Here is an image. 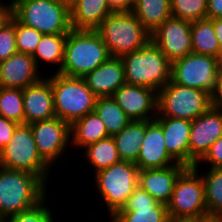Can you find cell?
Returning a JSON list of instances; mask_svg holds the SVG:
<instances>
[{"instance_id": "1", "label": "cell", "mask_w": 222, "mask_h": 222, "mask_svg": "<svg viewBox=\"0 0 222 222\" xmlns=\"http://www.w3.org/2000/svg\"><path fill=\"white\" fill-rule=\"evenodd\" d=\"M47 187L37 175L0 166V222L36 206L49 194Z\"/></svg>"}, {"instance_id": "2", "label": "cell", "mask_w": 222, "mask_h": 222, "mask_svg": "<svg viewBox=\"0 0 222 222\" xmlns=\"http://www.w3.org/2000/svg\"><path fill=\"white\" fill-rule=\"evenodd\" d=\"M111 57L96 30L71 29L64 45V60L59 73L84 77Z\"/></svg>"}, {"instance_id": "3", "label": "cell", "mask_w": 222, "mask_h": 222, "mask_svg": "<svg viewBox=\"0 0 222 222\" xmlns=\"http://www.w3.org/2000/svg\"><path fill=\"white\" fill-rule=\"evenodd\" d=\"M125 81L159 91L171 80L172 62L150 40L145 46L121 57Z\"/></svg>"}, {"instance_id": "4", "label": "cell", "mask_w": 222, "mask_h": 222, "mask_svg": "<svg viewBox=\"0 0 222 222\" xmlns=\"http://www.w3.org/2000/svg\"><path fill=\"white\" fill-rule=\"evenodd\" d=\"M45 77L51 83L56 117L71 125L94 112L97 97L83 77H71L61 73H51Z\"/></svg>"}, {"instance_id": "5", "label": "cell", "mask_w": 222, "mask_h": 222, "mask_svg": "<svg viewBox=\"0 0 222 222\" xmlns=\"http://www.w3.org/2000/svg\"><path fill=\"white\" fill-rule=\"evenodd\" d=\"M94 175L96 193L105 203L108 218L122 209L130 195L138 187V166L129 161H119Z\"/></svg>"}, {"instance_id": "6", "label": "cell", "mask_w": 222, "mask_h": 222, "mask_svg": "<svg viewBox=\"0 0 222 222\" xmlns=\"http://www.w3.org/2000/svg\"><path fill=\"white\" fill-rule=\"evenodd\" d=\"M111 57H122L145 46L151 34L132 12H116L107 16L96 29Z\"/></svg>"}, {"instance_id": "7", "label": "cell", "mask_w": 222, "mask_h": 222, "mask_svg": "<svg viewBox=\"0 0 222 222\" xmlns=\"http://www.w3.org/2000/svg\"><path fill=\"white\" fill-rule=\"evenodd\" d=\"M13 15L43 34H67L71 30L70 5L63 0H13Z\"/></svg>"}, {"instance_id": "8", "label": "cell", "mask_w": 222, "mask_h": 222, "mask_svg": "<svg viewBox=\"0 0 222 222\" xmlns=\"http://www.w3.org/2000/svg\"><path fill=\"white\" fill-rule=\"evenodd\" d=\"M0 166L37 175L46 185L53 169L40 155L29 124L16 127L9 143L0 150Z\"/></svg>"}, {"instance_id": "9", "label": "cell", "mask_w": 222, "mask_h": 222, "mask_svg": "<svg viewBox=\"0 0 222 222\" xmlns=\"http://www.w3.org/2000/svg\"><path fill=\"white\" fill-rule=\"evenodd\" d=\"M211 94L170 80L158 91L157 116L195 120L211 108Z\"/></svg>"}, {"instance_id": "10", "label": "cell", "mask_w": 222, "mask_h": 222, "mask_svg": "<svg viewBox=\"0 0 222 222\" xmlns=\"http://www.w3.org/2000/svg\"><path fill=\"white\" fill-rule=\"evenodd\" d=\"M200 170L187 167L176 180L166 207L169 218L205 220L208 216Z\"/></svg>"}, {"instance_id": "11", "label": "cell", "mask_w": 222, "mask_h": 222, "mask_svg": "<svg viewBox=\"0 0 222 222\" xmlns=\"http://www.w3.org/2000/svg\"><path fill=\"white\" fill-rule=\"evenodd\" d=\"M220 71V59L191 52L172 62L171 80L212 94Z\"/></svg>"}, {"instance_id": "12", "label": "cell", "mask_w": 222, "mask_h": 222, "mask_svg": "<svg viewBox=\"0 0 222 222\" xmlns=\"http://www.w3.org/2000/svg\"><path fill=\"white\" fill-rule=\"evenodd\" d=\"M29 125L39 155L54 169V165H57L59 159L68 151L67 148L71 147L70 125L58 117L36 121Z\"/></svg>"}, {"instance_id": "13", "label": "cell", "mask_w": 222, "mask_h": 222, "mask_svg": "<svg viewBox=\"0 0 222 222\" xmlns=\"http://www.w3.org/2000/svg\"><path fill=\"white\" fill-rule=\"evenodd\" d=\"M151 41L171 61L192 52L191 22L168 18L152 34Z\"/></svg>"}, {"instance_id": "14", "label": "cell", "mask_w": 222, "mask_h": 222, "mask_svg": "<svg viewBox=\"0 0 222 222\" xmlns=\"http://www.w3.org/2000/svg\"><path fill=\"white\" fill-rule=\"evenodd\" d=\"M222 136V110L210 108L191 121L189 138V167L205 155L211 145Z\"/></svg>"}, {"instance_id": "15", "label": "cell", "mask_w": 222, "mask_h": 222, "mask_svg": "<svg viewBox=\"0 0 222 222\" xmlns=\"http://www.w3.org/2000/svg\"><path fill=\"white\" fill-rule=\"evenodd\" d=\"M112 97L131 120H154L157 116L158 92L154 89L125 83Z\"/></svg>"}, {"instance_id": "16", "label": "cell", "mask_w": 222, "mask_h": 222, "mask_svg": "<svg viewBox=\"0 0 222 222\" xmlns=\"http://www.w3.org/2000/svg\"><path fill=\"white\" fill-rule=\"evenodd\" d=\"M108 222H167L168 210L139 186L128 198L126 205L118 210Z\"/></svg>"}, {"instance_id": "17", "label": "cell", "mask_w": 222, "mask_h": 222, "mask_svg": "<svg viewBox=\"0 0 222 222\" xmlns=\"http://www.w3.org/2000/svg\"><path fill=\"white\" fill-rule=\"evenodd\" d=\"M135 164L139 170L160 169L177 164L167 152L162 127L155 119L145 121V135Z\"/></svg>"}, {"instance_id": "18", "label": "cell", "mask_w": 222, "mask_h": 222, "mask_svg": "<svg viewBox=\"0 0 222 222\" xmlns=\"http://www.w3.org/2000/svg\"><path fill=\"white\" fill-rule=\"evenodd\" d=\"M42 71L32 55L17 52L0 62V87L24 89L40 81L46 75Z\"/></svg>"}, {"instance_id": "19", "label": "cell", "mask_w": 222, "mask_h": 222, "mask_svg": "<svg viewBox=\"0 0 222 222\" xmlns=\"http://www.w3.org/2000/svg\"><path fill=\"white\" fill-rule=\"evenodd\" d=\"M23 107L24 124L56 117L53 91L46 77L23 89Z\"/></svg>"}, {"instance_id": "20", "label": "cell", "mask_w": 222, "mask_h": 222, "mask_svg": "<svg viewBox=\"0 0 222 222\" xmlns=\"http://www.w3.org/2000/svg\"><path fill=\"white\" fill-rule=\"evenodd\" d=\"M186 168V165L177 163L166 168L139 170L138 186L159 203L167 205L176 180Z\"/></svg>"}, {"instance_id": "21", "label": "cell", "mask_w": 222, "mask_h": 222, "mask_svg": "<svg viewBox=\"0 0 222 222\" xmlns=\"http://www.w3.org/2000/svg\"><path fill=\"white\" fill-rule=\"evenodd\" d=\"M83 79L97 98L112 96L126 83L121 57H110Z\"/></svg>"}, {"instance_id": "22", "label": "cell", "mask_w": 222, "mask_h": 222, "mask_svg": "<svg viewBox=\"0 0 222 222\" xmlns=\"http://www.w3.org/2000/svg\"><path fill=\"white\" fill-rule=\"evenodd\" d=\"M161 125L165 146L169 155L177 162L189 167V138L191 121L180 118L155 117Z\"/></svg>"}, {"instance_id": "23", "label": "cell", "mask_w": 222, "mask_h": 222, "mask_svg": "<svg viewBox=\"0 0 222 222\" xmlns=\"http://www.w3.org/2000/svg\"><path fill=\"white\" fill-rule=\"evenodd\" d=\"M112 13L106 0H74L70 4L71 29L96 30Z\"/></svg>"}, {"instance_id": "24", "label": "cell", "mask_w": 222, "mask_h": 222, "mask_svg": "<svg viewBox=\"0 0 222 222\" xmlns=\"http://www.w3.org/2000/svg\"><path fill=\"white\" fill-rule=\"evenodd\" d=\"M109 137L108 131L100 117L89 113L70 125V146L79 151L86 146ZM73 146V147H72Z\"/></svg>"}, {"instance_id": "25", "label": "cell", "mask_w": 222, "mask_h": 222, "mask_svg": "<svg viewBox=\"0 0 222 222\" xmlns=\"http://www.w3.org/2000/svg\"><path fill=\"white\" fill-rule=\"evenodd\" d=\"M67 34H43L40 43L37 45L35 53L32 55L37 68L47 67L51 73H59L64 60V45ZM44 63V64H43ZM50 66V67H49ZM55 70V71H54Z\"/></svg>"}, {"instance_id": "26", "label": "cell", "mask_w": 222, "mask_h": 222, "mask_svg": "<svg viewBox=\"0 0 222 222\" xmlns=\"http://www.w3.org/2000/svg\"><path fill=\"white\" fill-rule=\"evenodd\" d=\"M144 135L145 121L131 120L119 133L112 136L121 160L137 162Z\"/></svg>"}, {"instance_id": "27", "label": "cell", "mask_w": 222, "mask_h": 222, "mask_svg": "<svg viewBox=\"0 0 222 222\" xmlns=\"http://www.w3.org/2000/svg\"><path fill=\"white\" fill-rule=\"evenodd\" d=\"M132 13L142 26L152 34L172 16L171 0H135Z\"/></svg>"}, {"instance_id": "28", "label": "cell", "mask_w": 222, "mask_h": 222, "mask_svg": "<svg viewBox=\"0 0 222 222\" xmlns=\"http://www.w3.org/2000/svg\"><path fill=\"white\" fill-rule=\"evenodd\" d=\"M86 164H90L89 169L97 173L100 170L109 168L121 161L115 141L112 136L101 139L96 143L90 144L81 150Z\"/></svg>"}, {"instance_id": "29", "label": "cell", "mask_w": 222, "mask_h": 222, "mask_svg": "<svg viewBox=\"0 0 222 222\" xmlns=\"http://www.w3.org/2000/svg\"><path fill=\"white\" fill-rule=\"evenodd\" d=\"M192 52L221 58L222 50L213 27V19H200L191 23Z\"/></svg>"}, {"instance_id": "30", "label": "cell", "mask_w": 222, "mask_h": 222, "mask_svg": "<svg viewBox=\"0 0 222 222\" xmlns=\"http://www.w3.org/2000/svg\"><path fill=\"white\" fill-rule=\"evenodd\" d=\"M94 112L106 126L109 136L119 133L131 121L112 96L97 98Z\"/></svg>"}, {"instance_id": "31", "label": "cell", "mask_w": 222, "mask_h": 222, "mask_svg": "<svg viewBox=\"0 0 222 222\" xmlns=\"http://www.w3.org/2000/svg\"><path fill=\"white\" fill-rule=\"evenodd\" d=\"M196 170L203 171L205 202L208 215L222 214V168L194 167ZM206 171V172H205Z\"/></svg>"}, {"instance_id": "32", "label": "cell", "mask_w": 222, "mask_h": 222, "mask_svg": "<svg viewBox=\"0 0 222 222\" xmlns=\"http://www.w3.org/2000/svg\"><path fill=\"white\" fill-rule=\"evenodd\" d=\"M0 116L24 124L23 89L0 87Z\"/></svg>"}, {"instance_id": "33", "label": "cell", "mask_w": 222, "mask_h": 222, "mask_svg": "<svg viewBox=\"0 0 222 222\" xmlns=\"http://www.w3.org/2000/svg\"><path fill=\"white\" fill-rule=\"evenodd\" d=\"M172 17L188 22L206 18L207 0H171Z\"/></svg>"}, {"instance_id": "34", "label": "cell", "mask_w": 222, "mask_h": 222, "mask_svg": "<svg viewBox=\"0 0 222 222\" xmlns=\"http://www.w3.org/2000/svg\"><path fill=\"white\" fill-rule=\"evenodd\" d=\"M42 36L43 33L30 26L22 24L15 17V39L17 51L19 53L33 55Z\"/></svg>"}, {"instance_id": "35", "label": "cell", "mask_w": 222, "mask_h": 222, "mask_svg": "<svg viewBox=\"0 0 222 222\" xmlns=\"http://www.w3.org/2000/svg\"><path fill=\"white\" fill-rule=\"evenodd\" d=\"M48 195L36 206L8 217L4 222H55L56 216L48 206ZM50 207V208H49ZM55 217V218H54Z\"/></svg>"}, {"instance_id": "36", "label": "cell", "mask_w": 222, "mask_h": 222, "mask_svg": "<svg viewBox=\"0 0 222 222\" xmlns=\"http://www.w3.org/2000/svg\"><path fill=\"white\" fill-rule=\"evenodd\" d=\"M15 39V16L0 28V62L5 61L13 54L17 53Z\"/></svg>"}, {"instance_id": "37", "label": "cell", "mask_w": 222, "mask_h": 222, "mask_svg": "<svg viewBox=\"0 0 222 222\" xmlns=\"http://www.w3.org/2000/svg\"><path fill=\"white\" fill-rule=\"evenodd\" d=\"M202 163L210 168H222V136L211 145L194 167H200Z\"/></svg>"}, {"instance_id": "38", "label": "cell", "mask_w": 222, "mask_h": 222, "mask_svg": "<svg viewBox=\"0 0 222 222\" xmlns=\"http://www.w3.org/2000/svg\"><path fill=\"white\" fill-rule=\"evenodd\" d=\"M18 125L19 124L0 116V150L9 143V140Z\"/></svg>"}, {"instance_id": "39", "label": "cell", "mask_w": 222, "mask_h": 222, "mask_svg": "<svg viewBox=\"0 0 222 222\" xmlns=\"http://www.w3.org/2000/svg\"><path fill=\"white\" fill-rule=\"evenodd\" d=\"M109 9L113 12H132L135 0H106Z\"/></svg>"}, {"instance_id": "40", "label": "cell", "mask_w": 222, "mask_h": 222, "mask_svg": "<svg viewBox=\"0 0 222 222\" xmlns=\"http://www.w3.org/2000/svg\"><path fill=\"white\" fill-rule=\"evenodd\" d=\"M211 106L217 110H222V72L219 71L215 90L211 94Z\"/></svg>"}, {"instance_id": "41", "label": "cell", "mask_w": 222, "mask_h": 222, "mask_svg": "<svg viewBox=\"0 0 222 222\" xmlns=\"http://www.w3.org/2000/svg\"><path fill=\"white\" fill-rule=\"evenodd\" d=\"M13 16V0L0 2V28L10 21Z\"/></svg>"}, {"instance_id": "42", "label": "cell", "mask_w": 222, "mask_h": 222, "mask_svg": "<svg viewBox=\"0 0 222 222\" xmlns=\"http://www.w3.org/2000/svg\"><path fill=\"white\" fill-rule=\"evenodd\" d=\"M206 18H222V0H207Z\"/></svg>"}, {"instance_id": "43", "label": "cell", "mask_w": 222, "mask_h": 222, "mask_svg": "<svg viewBox=\"0 0 222 222\" xmlns=\"http://www.w3.org/2000/svg\"><path fill=\"white\" fill-rule=\"evenodd\" d=\"M213 27H214L215 34L218 39L220 48L222 50V18L213 19Z\"/></svg>"}, {"instance_id": "44", "label": "cell", "mask_w": 222, "mask_h": 222, "mask_svg": "<svg viewBox=\"0 0 222 222\" xmlns=\"http://www.w3.org/2000/svg\"><path fill=\"white\" fill-rule=\"evenodd\" d=\"M206 222H222V214L208 215L205 218Z\"/></svg>"}, {"instance_id": "45", "label": "cell", "mask_w": 222, "mask_h": 222, "mask_svg": "<svg viewBox=\"0 0 222 222\" xmlns=\"http://www.w3.org/2000/svg\"><path fill=\"white\" fill-rule=\"evenodd\" d=\"M167 222H197V220L194 219H174V218H169Z\"/></svg>"}, {"instance_id": "46", "label": "cell", "mask_w": 222, "mask_h": 222, "mask_svg": "<svg viewBox=\"0 0 222 222\" xmlns=\"http://www.w3.org/2000/svg\"><path fill=\"white\" fill-rule=\"evenodd\" d=\"M220 71L222 72V55H221V58H220Z\"/></svg>"}, {"instance_id": "47", "label": "cell", "mask_w": 222, "mask_h": 222, "mask_svg": "<svg viewBox=\"0 0 222 222\" xmlns=\"http://www.w3.org/2000/svg\"><path fill=\"white\" fill-rule=\"evenodd\" d=\"M63 1H65L66 3L70 5L74 0H63Z\"/></svg>"}]
</instances>
